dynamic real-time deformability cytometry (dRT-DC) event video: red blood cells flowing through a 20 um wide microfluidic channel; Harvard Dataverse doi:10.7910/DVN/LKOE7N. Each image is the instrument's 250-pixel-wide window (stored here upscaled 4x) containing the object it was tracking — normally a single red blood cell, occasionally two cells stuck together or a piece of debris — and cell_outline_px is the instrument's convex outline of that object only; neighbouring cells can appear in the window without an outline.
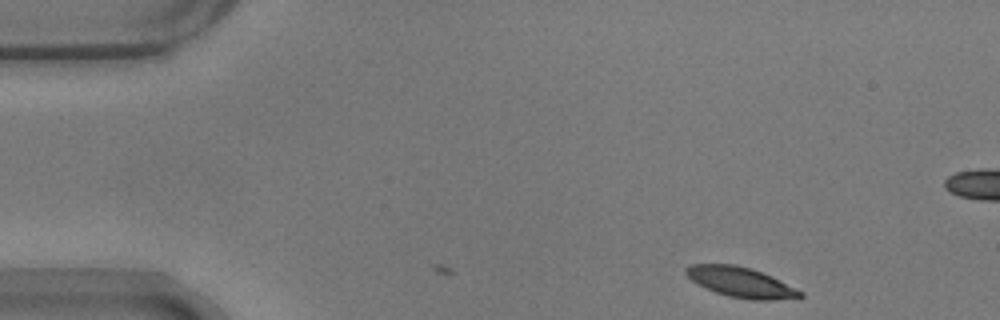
{"species": "common noctule bat (a hibernating species)", "species_latin": "Nyctalus noctula", "temperature_condition": "warm", "stored_images_in_passage": 2, "camera_frame_rate_fps": 3000, "um_per_image_px": 0.085, "animal": {"sex": "male", "body_mass_g": 17.9}, "frame": {"image": 1, "passage_image": 2, "time_ms": 0.333, "image_size_px": [1000, 320], "cell_outline_px": [[804, 296], [772, 300], [752, 300], [728, 296], [716, 292], [692, 280], [684, 272], [684, 268], [692, 264], [736, 264], [760, 272], [804, 292]], "centroid_in_image_um": [62.94, 23.99], "position_along_channel_um": 22.1, "area_um2": 19.54}}